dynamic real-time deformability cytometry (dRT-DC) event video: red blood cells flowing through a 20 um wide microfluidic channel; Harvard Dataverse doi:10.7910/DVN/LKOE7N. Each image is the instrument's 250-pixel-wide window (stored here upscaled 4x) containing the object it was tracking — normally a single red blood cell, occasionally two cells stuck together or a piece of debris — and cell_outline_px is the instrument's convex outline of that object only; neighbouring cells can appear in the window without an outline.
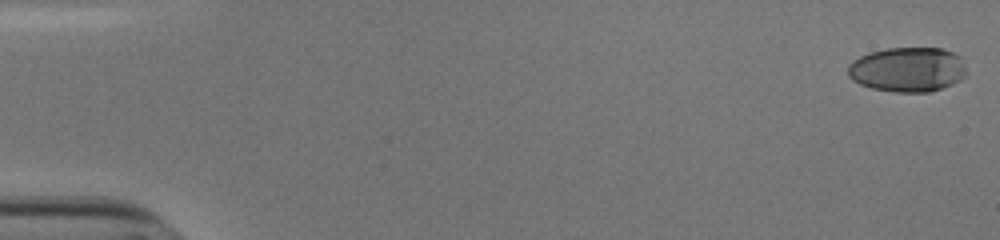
{"species": "human", "species_latin": "Homo sapiens", "temperature_condition": "cold", "stored_images_in_passage": 47, "camera_frame_rate_fps": 3000, "um_per_image_px": 0.085, "donor": {"sex": "male"}, "frame": {"image": 1, "passage_image": 1, "time_ms": 0.0, "image_size_px": [1000, 240], "cell_outline_px": [[964, 76], [960, 80], [952, 84], [928, 92], [896, 92], [872, 88], [860, 84], [852, 80], [848, 76], [848, 64], [852, 60], [868, 52], [884, 48], [940, 48], [964, 56]], "centroid_in_image_um": [77.13, 5.89], "position_along_channel_um": 7.9, "area_um2": 31.1}}
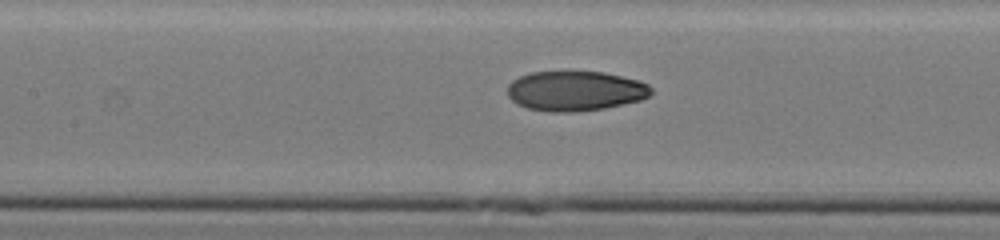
{"frame": {"image": 2, "passage_image": 26, "time_ms": 8.333, "image_size_px": [1000, 240], "cell_outline_px": [[652, 92], [648, 96], [640, 100], [604, 108], [572, 112], [548, 112], [528, 108], [516, 104], [508, 96], [508, 84], [512, 80], [520, 76], [532, 72], [604, 72], [640, 80], [648, 84], [652, 88]], "centroid_in_image_um": [48.89, 7.73], "position_along_channel_um": 158.5, "area_um2": 33.41}}
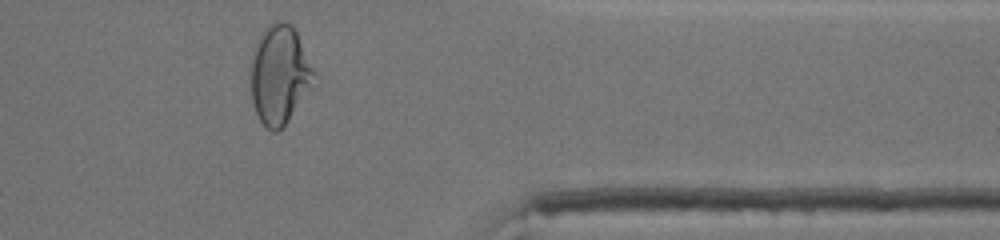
{"frame": {"image": 3, "passage_image": 45, "time_ms": 14.667, "image_size_px": [1000, 240], "cell_outline_px": [[316, 76], [288, 120], [276, 132], [272, 132], [260, 120], [256, 112], [252, 100], [252, 60], [260, 32], [268, 24], [276, 20], [284, 20], [292, 24], [316, 72]], "centroid_in_image_um": [23.76, 6.28], "position_along_channel_um": 387.6, "area_um2": 35.6}, "authors_computed_cell_mechanics": {"area_um2": 33.1194, "velocity_mm_per_s": 3.8419, "shape_relaxation_time_tau1_ms": 9.1081, "shape_relaxation_time_tau2_ms": 1.7673, "deformation_change_tau1": 0.3086, "deformation_change_tau2": 0.0468}}